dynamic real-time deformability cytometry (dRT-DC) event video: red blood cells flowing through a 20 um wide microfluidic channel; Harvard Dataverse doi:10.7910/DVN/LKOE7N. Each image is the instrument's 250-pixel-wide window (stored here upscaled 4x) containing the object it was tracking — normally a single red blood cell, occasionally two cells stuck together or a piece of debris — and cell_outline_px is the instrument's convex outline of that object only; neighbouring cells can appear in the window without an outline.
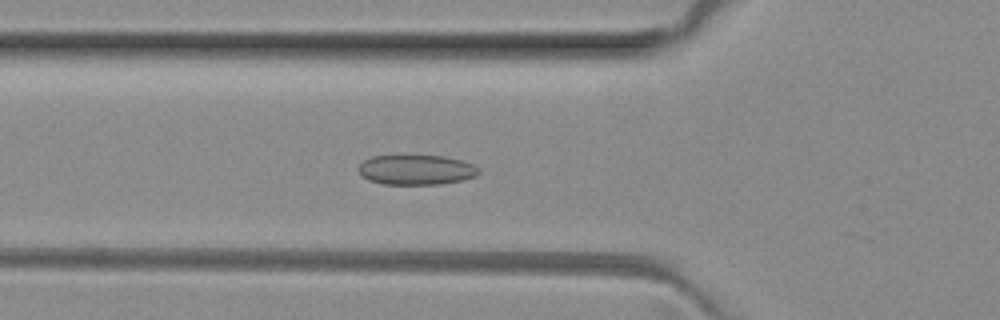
{"species": "common noctule bat (a hibernating species)", "species_latin": "Nyctalus noctula", "temperature_condition": "room temperature", "stored_images_in_passage": 13, "camera_frame_rate_fps": 3000, "um_per_image_px": 0.085, "animal": {"sex": "female", "body_mass_g": 29.2, "forearm_length_mm": 56.3}, "frame": {"image": 1, "passage_image": 12, "time_ms": 3.667, "image_size_px": [1000, 320], "cell_outline_px": [[480, 172], [476, 176], [464, 180], [440, 184], [384, 184], [368, 180], [360, 176], [356, 168], [364, 160], [372, 156], [444, 156], [460, 160], [472, 164], [480, 168]], "centroid_in_image_um": [35.36, 14.44], "position_along_channel_um": 90.4, "area_um2": 21.1}}